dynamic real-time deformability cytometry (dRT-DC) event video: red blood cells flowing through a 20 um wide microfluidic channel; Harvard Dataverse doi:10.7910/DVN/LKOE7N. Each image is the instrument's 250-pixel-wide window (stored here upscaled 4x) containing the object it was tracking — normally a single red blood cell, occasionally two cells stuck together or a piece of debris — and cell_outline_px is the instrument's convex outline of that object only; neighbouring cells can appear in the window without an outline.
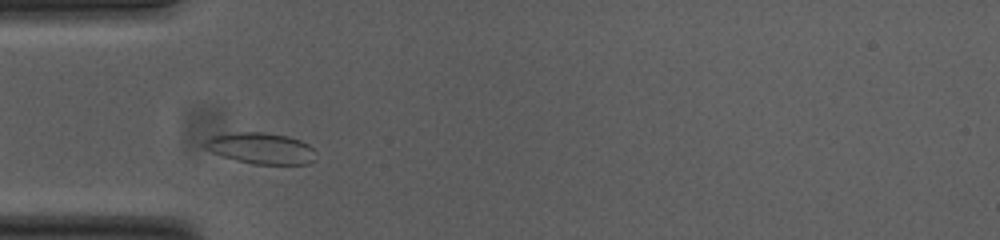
{"species": "common noctule bat (a hibernating species)", "species_latin": "Nyctalus noctula", "temperature_condition": "cold", "stored_images_in_passage": 28, "camera_frame_rate_fps": 3000, "um_per_image_px": 0.085, "animal": {"sex": "female", "body_mass_g": 23.0, "forearm_length_mm": 53.4}, "frame": {"image": 1, "passage_image": 1, "time_ms": 0.0, "image_size_px": [1000, 240], "cell_outline_px": [[316, 160], [308, 164], [252, 164], [236, 160], [212, 152], [204, 148], [200, 144], [204, 140], [212, 136], [236, 132], [264, 132], [288, 136], [300, 140], [308, 144], [316, 152]], "centroid_in_image_um": [22.18, 12.6], "position_along_channel_um": 62.8, "area_um2": 20.4}}
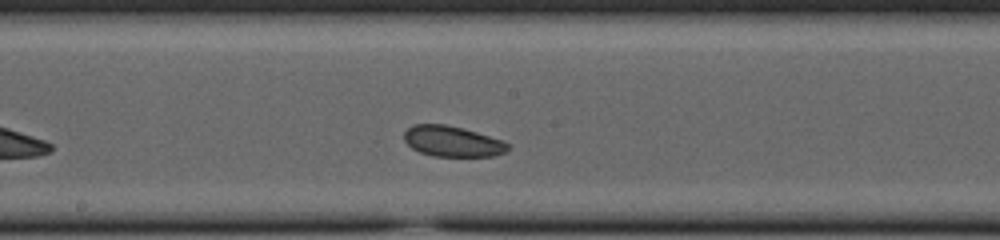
{"frame": {"image": 2, "passage_image": 13, "time_ms": 4.0, "image_size_px": [1000, 240], "cell_outline_px": [[508, 148], [504, 152], [492, 156], [432, 156], [420, 152], [412, 148], [404, 140], [404, 132], [412, 124], [444, 124], [464, 128], [500, 140], [508, 144]], "centroid_in_image_um": [38.39, 12.01], "position_along_channel_um": 209.8, "area_um2": 18.32}}
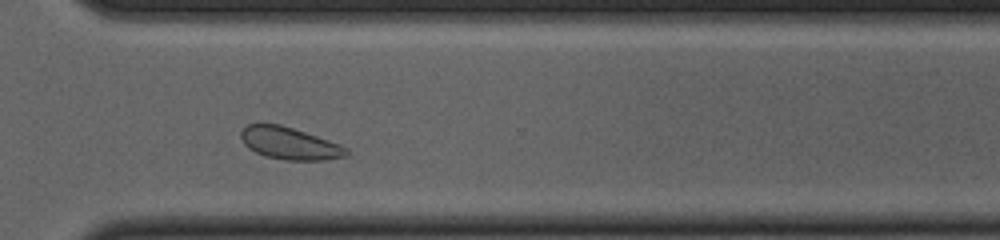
{"frame": {"image": 3, "passage_image": 24, "time_ms": 7.667, "image_size_px": [1000, 240], "cell_outline_px": [[348, 156], [324, 160], [284, 160], [264, 156], [248, 148], [244, 144], [240, 136], [240, 132], [248, 124], [280, 124], [340, 144], [348, 148]], "centroid_in_image_um": [24.61, 12.2], "position_along_channel_um": 346.0, "area_um2": 19.71}, "authors_computed_cell_mechanics": {"area_um2": 19.0162, "velocity_mm_per_s": 3.7069, "shape_relaxation_time_tau1_ms": 2.6223, "shape_relaxation_time_tau2_ms": 2.6322, "deformation_change_tau1": 0.0237, "deformation_change_tau2": 0.0742}}